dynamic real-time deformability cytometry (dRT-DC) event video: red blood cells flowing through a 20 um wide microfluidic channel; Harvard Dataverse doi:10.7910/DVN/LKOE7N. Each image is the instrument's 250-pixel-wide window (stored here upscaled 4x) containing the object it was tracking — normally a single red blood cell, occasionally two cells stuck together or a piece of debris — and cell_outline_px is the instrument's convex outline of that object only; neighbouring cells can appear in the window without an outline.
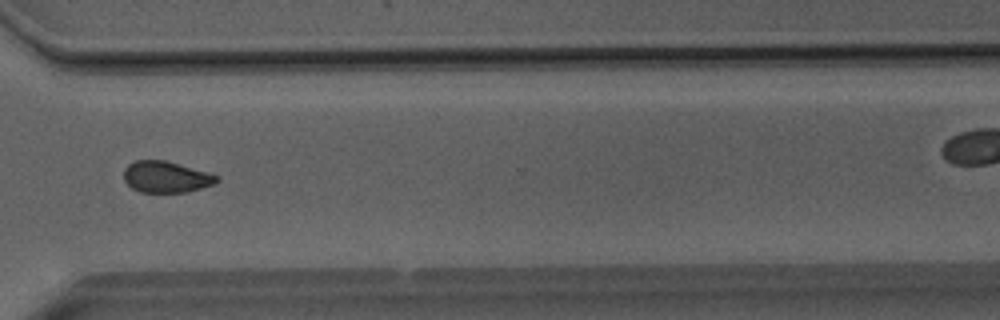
{"species": "Egyptian fruit bat (a non-hibernating species)", "species_latin": "Rousettus aegyptiacus", "temperature_condition": "room temperature", "stored_images_in_passage": 49, "camera_frame_rate_fps": 3000, "um_per_image_px": 0.085, "animal": {"sex": "male"}, "frame": {"image": 1, "passage_image": 35, "time_ms": 11.333, "image_size_px": [1000, 320], "cell_outline_px": [[220, 180], [216, 184], [188, 192], [140, 192], [132, 188], [124, 180], [124, 168], [128, 164], [136, 160], [168, 160], [208, 172], [220, 176]], "centroid_in_image_um": [14.16, 15.03], "position_along_channel_um": 356.4, "area_um2": 17.28}}
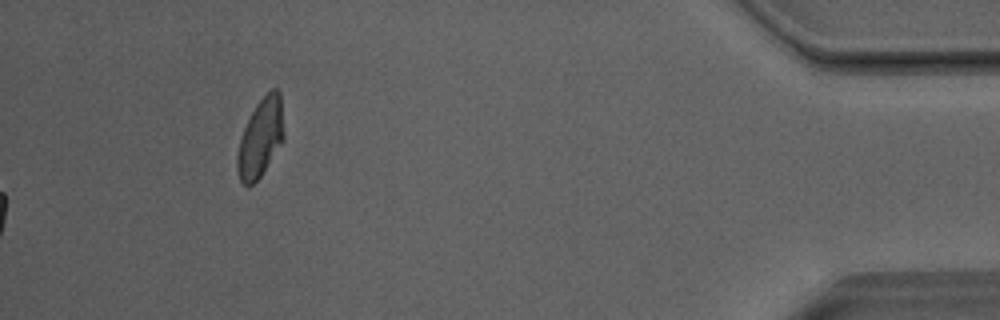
{"frame": {"image": 2, "passage_image": 49, "time_ms": 16.0, "image_size_px": [1000, 320], "cell_outline_px": [[284, 140], [260, 176], [252, 184], [244, 184], [240, 180], [236, 168], [236, 156], [240, 140], [244, 128], [256, 104], [272, 88], [276, 88], [280, 92], [284, 136]], "centroid_in_image_um": [22.14, 11.71], "position_along_channel_um": 413.1, "area_um2": 20.98}, "authors_computed_cell_mechanics": {"area_um2": 17.8602, "velocity_mm_per_s": 4.0575, "shape_relaxation_time_tau1_ms": 5.3161, "shape_relaxation_time_tau2_ms": 2.0755, "deformation_change_tau1": 0.0878, "deformation_change_tau2": 0.061}}